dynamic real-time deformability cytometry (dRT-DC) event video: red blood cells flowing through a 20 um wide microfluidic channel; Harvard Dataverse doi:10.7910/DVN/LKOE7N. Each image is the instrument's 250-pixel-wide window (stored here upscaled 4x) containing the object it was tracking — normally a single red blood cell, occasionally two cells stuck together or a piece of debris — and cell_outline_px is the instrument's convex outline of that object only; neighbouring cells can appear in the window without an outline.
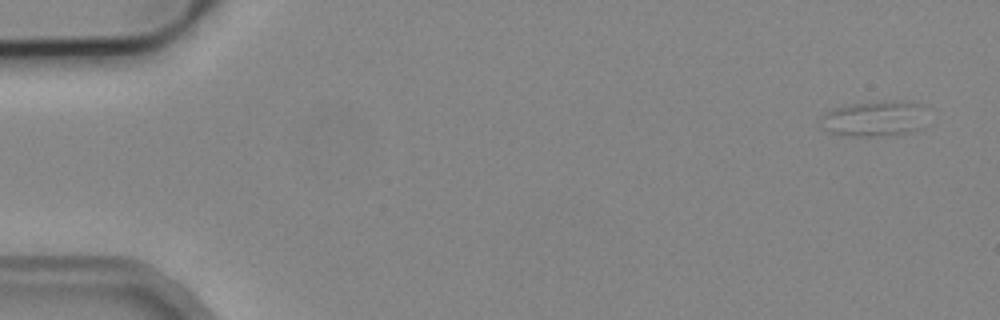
{"species": "common noctule bat (a hibernating species)", "species_latin": "Nyctalus noctula", "temperature_condition": "cold", "stored_images_in_passage": 5, "camera_frame_rate_fps": 3000, "um_per_image_px": 0.085, "animal": {"sex": "male", "body_mass_g": 19.2, "forearm_length_mm": 51.8}, "frame": {"image": 1, "passage_image": 1, "time_ms": 0.0, "image_size_px": [1000, 320], "cell_outline_px": [[924, 104], [920, 128], [904, 132], [872, 136], [852, 136], [828, 132], [820, 128], [820, 116], [824, 112], [832, 108], [852, 104], [900, 100]], "centroid_in_image_um": [74.21, 10.07], "position_along_channel_um": 10.8, "area_um2": 21.73}}
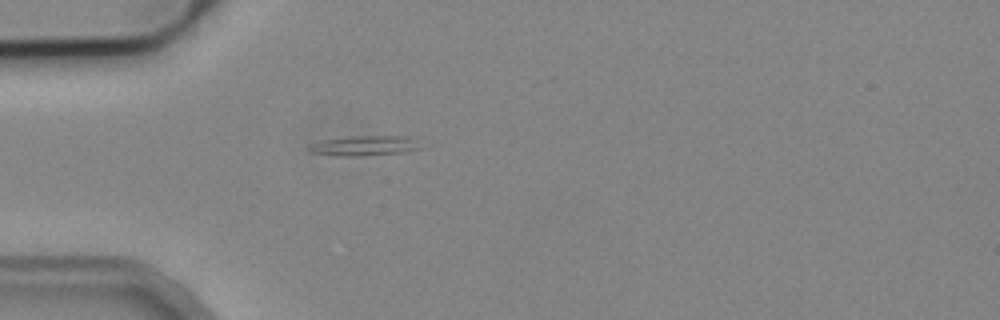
{"frame": {"image": 2, "passage_image": 5, "time_ms": 4.667, "image_size_px": [1000, 320], "cell_outline_px": [[428, 148], [404, 152], [356, 156], [340, 156], [308, 152], [304, 148], [312, 144], [324, 140], [352, 136], [416, 136]], "centroid_in_image_um": [31.15, 12.38], "position_along_channel_um": 53.9, "area_um2": 13.53}}